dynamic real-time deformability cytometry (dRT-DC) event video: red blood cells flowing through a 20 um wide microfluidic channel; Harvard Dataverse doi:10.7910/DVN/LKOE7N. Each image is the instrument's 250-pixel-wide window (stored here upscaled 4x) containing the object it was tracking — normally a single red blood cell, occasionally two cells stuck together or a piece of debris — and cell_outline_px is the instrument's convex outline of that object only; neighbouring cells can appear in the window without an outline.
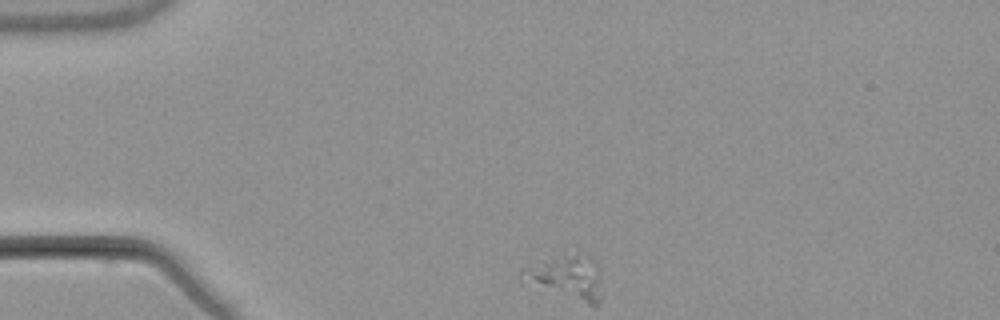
{"species": "common noctule bat (a hibernating species)", "species_latin": "Nyctalus noctula", "temperature_condition": "warm", "stored_images_in_passage": 2, "camera_frame_rate_fps": 3000, "um_per_image_px": 0.085, "animal": {"sex": "male", "body_mass_g": 21.5, "forearm_length_mm": 52.0}, "frame": {"image": 1, "passage_image": 1, "time_ms": 0.0, "image_size_px": [1000, 320], "cell_outline_px": [[600, 300], [596, 304], [588, 304], [520, 280], [520, 272], [524, 268], [552, 256], [576, 252], [588, 256], [596, 260], [600, 268]], "centroid_in_image_um": [48.19, 23.51], "position_along_channel_um": 36.8, "area_um2": 20.35}}